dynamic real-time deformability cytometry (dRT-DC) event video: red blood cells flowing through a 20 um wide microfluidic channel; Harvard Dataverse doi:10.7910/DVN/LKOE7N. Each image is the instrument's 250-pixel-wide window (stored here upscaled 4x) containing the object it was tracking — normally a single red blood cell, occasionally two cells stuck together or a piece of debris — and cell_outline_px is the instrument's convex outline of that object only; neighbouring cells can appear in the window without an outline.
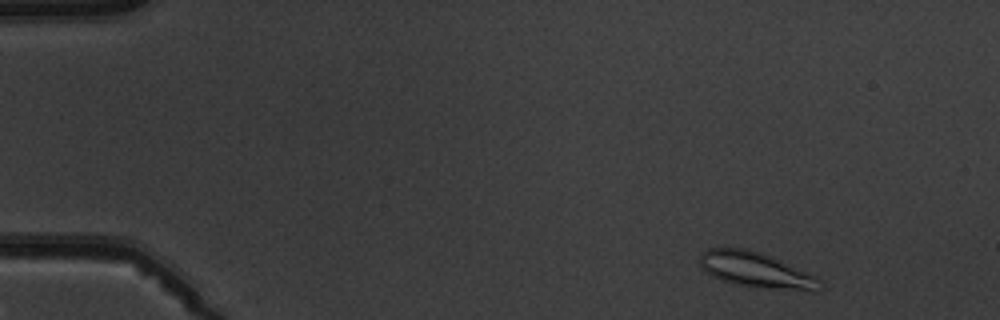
{"species": "common noctule bat (a hibernating species)", "species_latin": "Nyctalus noctula", "temperature_condition": "warm", "stored_images_in_passage": 5, "camera_frame_rate_fps": 3000, "um_per_image_px": 0.085, "animal": {"sex": "male", "body_mass_g": 19.5, "forearm_length_mm": 54.6}, "frame": {"image": 1, "passage_image": 1, "time_ms": 0.0, "image_size_px": [1000, 320], "cell_outline_px": [[820, 280], [816, 292], [732, 284], [712, 276], [704, 272], [700, 268], [700, 252], [708, 248], [744, 248], [756, 252], [816, 276]], "centroid_in_image_um": [64.16, 22.95], "position_along_channel_um": 20.8, "area_um2": 24.04}}
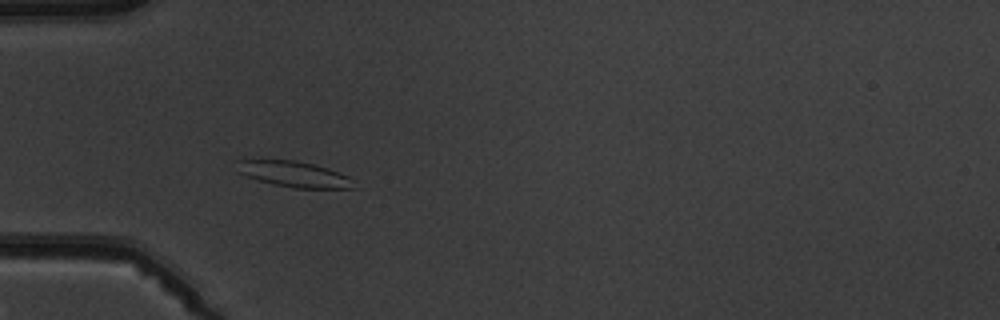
{"frame": {"image": 2, "passage_image": 4, "time_ms": 3.667, "image_size_px": [1000, 320], "cell_outline_px": [[356, 188], [296, 188], [272, 184], [236, 172], [236, 160], [296, 160], [328, 168], [340, 172], [356, 180]], "centroid_in_image_um": [25.03, 14.8], "position_along_channel_um": 60.0, "area_um2": 17.69}}
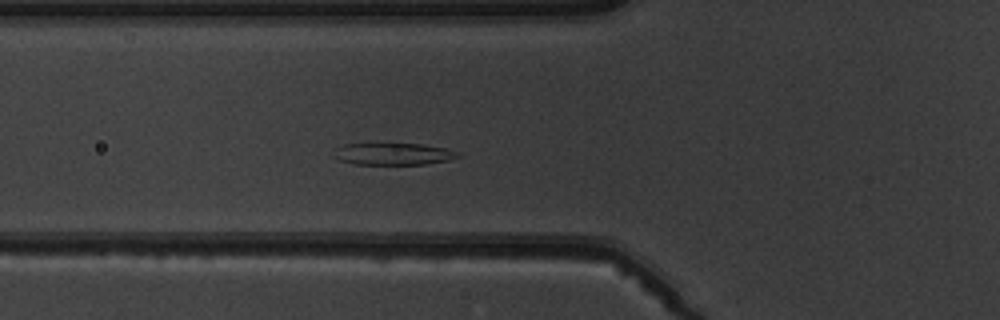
{"frame": {"image": 3, "passage_image": 5, "time_ms": 4.667, "image_size_px": [1000, 320], "cell_outline_px": [[460, 156], [448, 160], [428, 164], [356, 164], [340, 160], [336, 148], [344, 144], [420, 144], [448, 148], [460, 152]], "centroid_in_image_um": [33.55, 13.08], "position_along_channel_um": 92.3, "area_um2": 15.55}}